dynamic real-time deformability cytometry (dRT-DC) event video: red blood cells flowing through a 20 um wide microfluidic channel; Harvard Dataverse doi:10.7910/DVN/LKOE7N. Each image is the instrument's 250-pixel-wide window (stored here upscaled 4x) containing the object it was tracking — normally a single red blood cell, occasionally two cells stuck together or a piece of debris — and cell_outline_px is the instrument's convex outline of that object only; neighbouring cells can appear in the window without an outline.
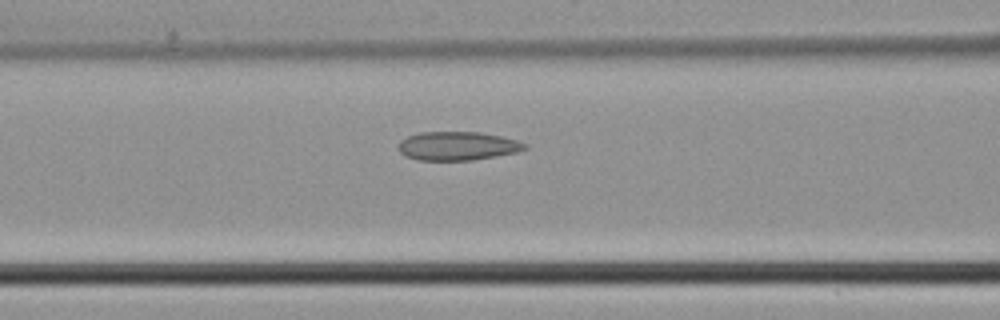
{"species": "common noctule bat (a hibernating species)", "species_latin": "Nyctalus noctula", "temperature_condition": "cold", "stored_images_in_passage": 19, "camera_frame_rate_fps": 3000, "um_per_image_px": 0.085, "animal": {"sex": "male", "body_mass_g": 21.5, "forearm_length_mm": 52.0}, "frame": {"image": 1, "passage_image": 16, "time_ms": 5.0, "image_size_px": [1000, 320], "cell_outline_px": [[528, 148], [516, 152], [496, 156], [472, 160], [416, 160], [404, 156], [396, 148], [400, 140], [408, 136], [420, 132], [480, 132], [500, 136], [516, 140], [528, 144]], "centroid_in_image_um": [38.85, 12.41], "position_along_channel_um": 127.7, "area_um2": 21.27}}
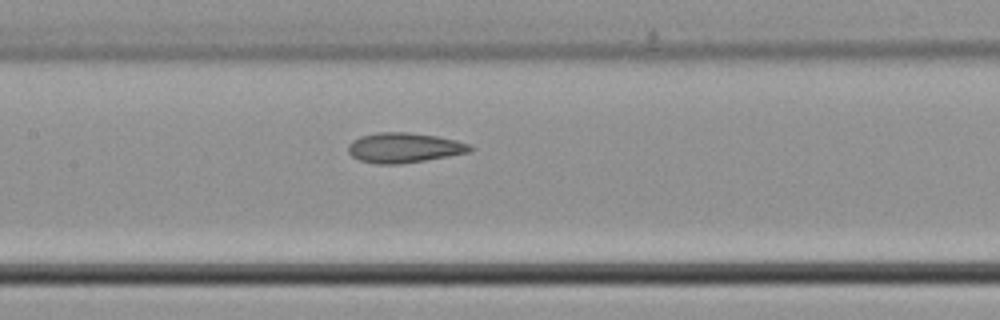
{"frame": {"image": 2, "passage_image": 19, "time_ms": 6.0, "image_size_px": [1000, 320], "cell_outline_px": [[476, 148], [472, 152], [400, 164], [380, 164], [360, 160], [352, 156], [348, 152], [348, 144], [352, 140], [360, 136], [376, 132], [408, 132], [436, 136], [456, 140], [468, 144]], "centroid_in_image_um": [34.35, 12.55], "position_along_channel_um": 173.0, "area_um2": 21.33}}